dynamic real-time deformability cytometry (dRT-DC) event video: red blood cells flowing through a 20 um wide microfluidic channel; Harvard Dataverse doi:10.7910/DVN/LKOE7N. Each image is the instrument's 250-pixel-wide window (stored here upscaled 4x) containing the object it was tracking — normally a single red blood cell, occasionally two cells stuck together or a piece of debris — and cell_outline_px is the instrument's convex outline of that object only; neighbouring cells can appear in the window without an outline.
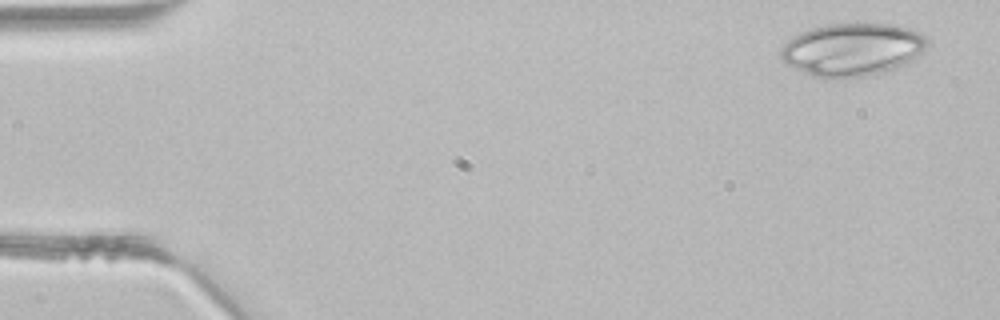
{"species": "common noctule bat (a hibernating species)", "species_latin": "Nyctalus noctula", "temperature_condition": "room temperature", "stored_images_in_passage": 3, "camera_frame_rate_fps": 3000, "um_per_image_px": 0.085, "animal": {"sex": "male", "body_mass_g": 21.5, "forearm_length_mm": 52.0}, "frame": {"image": 1, "passage_image": 1, "time_ms": 0.0, "image_size_px": [1000, 320], "cell_outline_px": [[928, 44], [920, 56], [908, 64], [876, 76], [840, 80], [836, 80], [812, 76], [784, 64], [780, 60], [780, 48], [792, 36], [800, 32], [812, 28], [828, 24], [892, 24], [908, 28], [920, 32], [928, 40]], "centroid_in_image_um": [72.45, 4.26], "position_along_channel_um": 12.5, "area_um2": 46.36}}